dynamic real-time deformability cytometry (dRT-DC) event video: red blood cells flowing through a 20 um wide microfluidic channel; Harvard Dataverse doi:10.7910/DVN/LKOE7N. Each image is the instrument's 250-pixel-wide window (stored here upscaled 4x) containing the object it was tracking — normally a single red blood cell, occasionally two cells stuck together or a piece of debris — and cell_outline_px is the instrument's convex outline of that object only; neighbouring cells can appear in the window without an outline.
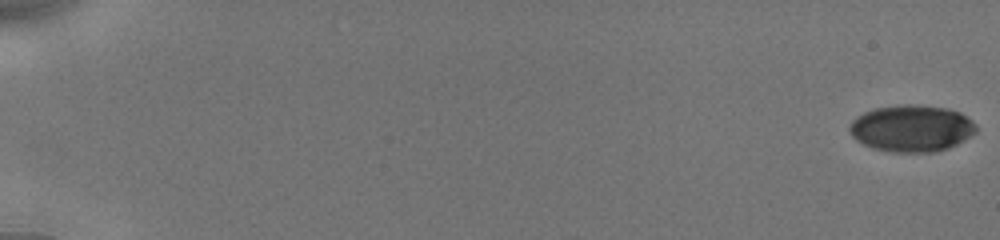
{"species": "human", "species_latin": "Homo sapiens", "temperature_condition": "cold", "stored_images_in_passage": 49, "camera_frame_rate_fps": 3000, "um_per_image_px": 0.085, "donor": {"sex": "male"}, "frame": {"image": 1, "passage_image": 1, "time_ms": 0.0, "image_size_px": [1000, 240], "cell_outline_px": [[976, 132], [964, 140], [948, 148], [936, 152], [892, 152], [872, 148], [856, 140], [852, 136], [848, 128], [852, 120], [856, 116], [864, 112], [876, 108], [904, 104], [912, 104], [948, 108], [960, 112], [972, 120], [976, 124]], "centroid_in_image_um": [77.48, 10.91], "position_along_channel_um": 7.5, "area_um2": 34.62}}
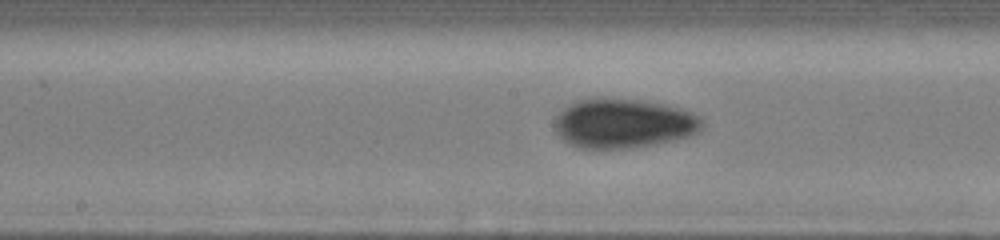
{"frame": {"image": 2, "passage_image": 26, "time_ms": 10.0, "image_size_px": [1000, 240], "cell_outline_px": [[704, 124], [700, 132], [688, 136], [672, 140], [652, 144], [628, 148], [580, 148], [568, 144], [556, 132], [552, 124], [556, 116], [568, 104], [576, 100], [600, 96], [644, 100], [664, 104], [680, 108], [692, 112], [700, 116], [704, 120]], "centroid_in_image_um": [52.97, 10.45], "position_along_channel_um": 195.2, "area_um2": 43.18}}
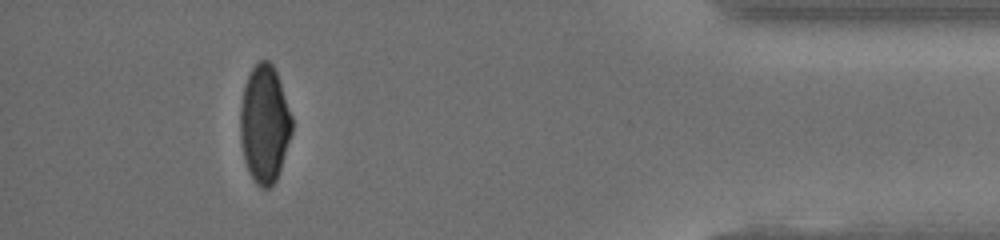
{"frame": {"image": 3, "passage_image": 48, "time_ms": 16.667, "image_size_px": [1000, 240], "cell_outline_px": [[292, 132], [276, 180], [268, 188], [260, 188], [256, 184], [244, 160], [240, 140], [240, 104], [244, 84], [252, 68], [260, 60], [268, 60], [272, 64], [276, 72], [292, 116]], "centroid_in_image_um": [22.46, 10.53], "position_along_channel_um": 412.7, "area_um2": 35.26}, "authors_computed_cell_mechanics": {"area_um2": 37.57, "velocity_mm_per_s": 3.9229, "shape_relaxation_time_tau1_ms": null, "shape_relaxation_time_tau2_ms": 1.3912, "deformation_change_tau1": null, "deformation_change_tau2": 0.0373}}